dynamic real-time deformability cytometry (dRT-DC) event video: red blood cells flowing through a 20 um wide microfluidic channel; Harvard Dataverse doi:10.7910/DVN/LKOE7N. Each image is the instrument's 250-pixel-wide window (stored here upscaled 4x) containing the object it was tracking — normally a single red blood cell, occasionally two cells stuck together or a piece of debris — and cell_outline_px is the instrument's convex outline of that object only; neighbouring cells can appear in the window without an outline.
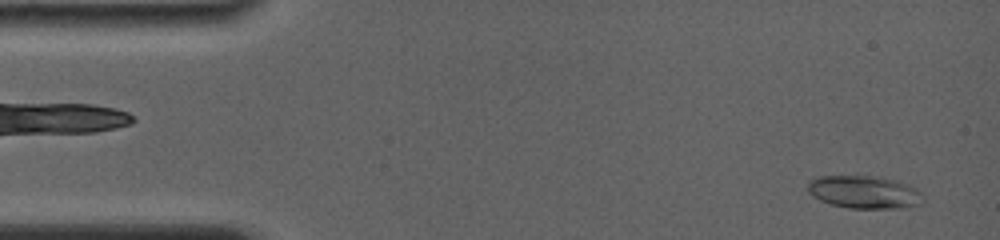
{"species": "common noctule bat (a hibernating species)", "species_latin": "Nyctalus noctula", "temperature_condition": "room temperature", "stored_images_in_passage": 42, "camera_frame_rate_fps": 4000, "um_per_image_px": 0.085, "animal": {"sex": "female", "body_mass_g": 19.0, "forearm_length_mm": 56.7}, "frame": {"image": 1, "passage_image": 6, "time_ms": 0.75, "image_size_px": [1000, 240], "cell_outline_px": [[924, 200], [920, 204], [900, 208], [848, 208], [832, 204], [820, 200], [812, 196], [808, 192], [808, 180], [816, 176], [856, 172], [896, 180], [908, 184], [916, 188], [924, 196]], "centroid_in_image_um": [73.41, 16.26], "position_along_channel_um": 11.6, "area_um2": 23.06}}
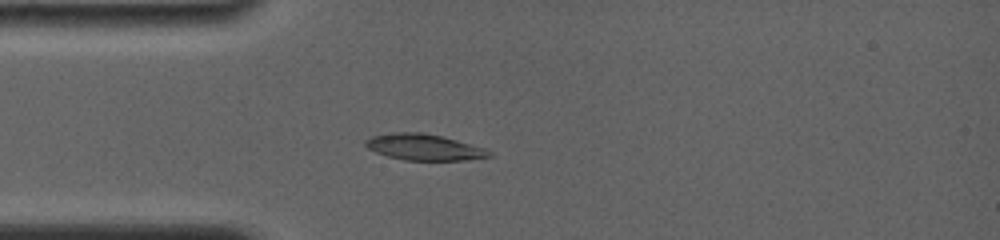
{"frame": {"image": 2, "passage_image": 29, "time_ms": 4.25, "image_size_px": [1000, 240], "cell_outline_px": [[492, 156], [464, 160], [404, 160], [388, 156], [376, 152], [368, 148], [364, 144], [364, 140], [372, 136], [392, 132], [424, 132], [456, 140], [484, 148], [492, 152]], "centroid_in_image_um": [36.01, 12.5], "position_along_channel_um": 49.0, "area_um2": 18.73}}
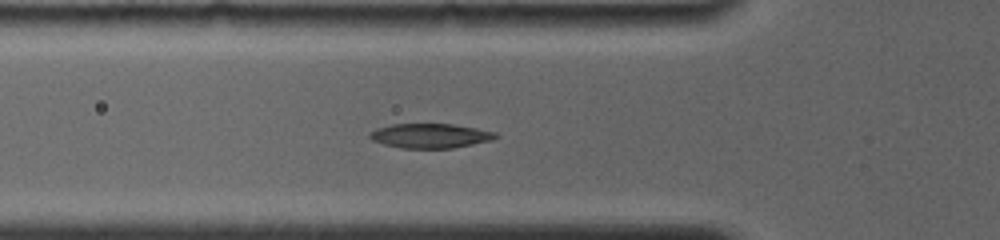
{"frame": {"image": 3, "passage_image": 38, "time_ms": 5.5, "image_size_px": [1000, 240], "cell_outline_px": [[500, 136], [492, 140], [452, 148], [400, 148], [384, 144], [372, 140], [368, 136], [376, 128], [392, 124], [452, 124], [476, 128], [496, 132]], "centroid_in_image_um": [36.58, 11.54], "position_along_channel_um": 89.2, "area_um2": 17.92}}